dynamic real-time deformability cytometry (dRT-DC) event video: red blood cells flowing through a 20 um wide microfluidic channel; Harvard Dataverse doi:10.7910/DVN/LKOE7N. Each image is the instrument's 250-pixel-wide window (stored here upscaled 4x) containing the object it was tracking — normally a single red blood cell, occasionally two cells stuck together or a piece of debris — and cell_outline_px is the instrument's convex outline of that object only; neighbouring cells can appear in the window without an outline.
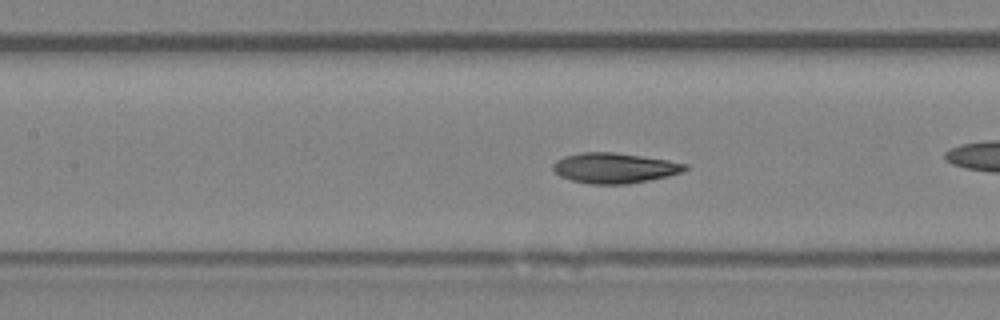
{"species": "Egyptian fruit bat (a non-hibernating species)", "species_latin": "Rousettus aegyptiacus", "temperature_condition": "room temperature", "stored_images_in_passage": 52, "camera_frame_rate_fps": 3000, "um_per_image_px": 0.085, "animal": {"sex": "female"}, "frame": {"image": 1, "passage_image": 23, "time_ms": 7.333, "image_size_px": [1000, 320], "cell_outline_px": [[688, 168], [680, 172], [668, 176], [628, 184], [592, 184], [572, 180], [560, 176], [552, 168], [552, 164], [556, 160], [564, 156], [580, 152], [612, 152], [668, 160], [688, 164]], "centroid_in_image_um": [52.21, 14.27], "position_along_channel_um": 155.2, "area_um2": 23.18}, "authors_computed_cell_mechanics": {"area_um2": 22.9755, "velocity_mm_per_s": 4.0083, "shape_relaxation_time_tau1_ms": 4.666, "shape_relaxation_time_tau2_ms": 2.0249, "deformation_change_tau1": 0.1552, "deformation_change_tau2": 0.0721}}